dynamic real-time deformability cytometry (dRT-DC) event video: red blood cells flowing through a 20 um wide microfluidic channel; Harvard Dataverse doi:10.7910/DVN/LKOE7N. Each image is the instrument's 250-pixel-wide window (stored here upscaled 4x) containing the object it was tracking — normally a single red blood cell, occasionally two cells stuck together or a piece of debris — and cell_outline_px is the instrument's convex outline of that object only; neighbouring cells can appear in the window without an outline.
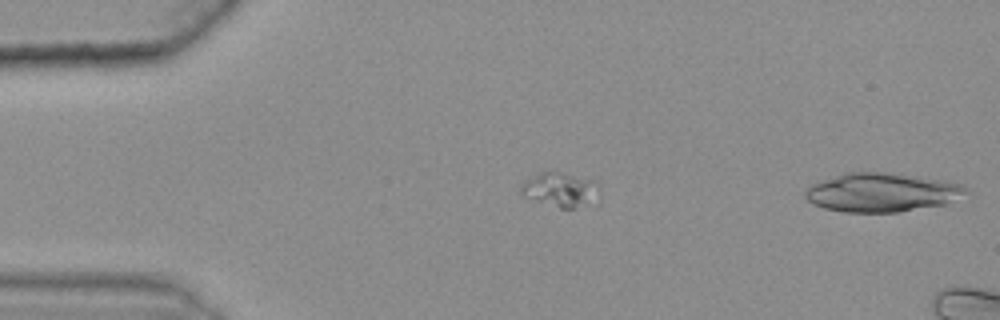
{"species": "common noctule bat (a hibernating species)", "species_latin": "Nyctalus noctula", "temperature_condition": "warm", "stored_images_in_passage": 13, "segment_of_instrument_passage": [2, 2], "camera_frame_rate_fps": 3000, "um_per_image_px": 0.085, "animal": {"sex": "female", "body_mass_g": 25.1}, "frame": {"image": 1, "passage_image": 13, "time_ms": 4.0, "image_size_px": [1000, 320], "cell_outline_px": [[968, 192], [944, 204], [896, 212], [844, 212], [824, 208], [808, 200], [804, 196], [804, 192], [812, 184], [844, 172], [888, 172], [940, 180], [964, 184]], "centroid_in_image_um": [74.92, 16.35], "position_along_channel_um": 10.1, "area_um2": 35.95}}